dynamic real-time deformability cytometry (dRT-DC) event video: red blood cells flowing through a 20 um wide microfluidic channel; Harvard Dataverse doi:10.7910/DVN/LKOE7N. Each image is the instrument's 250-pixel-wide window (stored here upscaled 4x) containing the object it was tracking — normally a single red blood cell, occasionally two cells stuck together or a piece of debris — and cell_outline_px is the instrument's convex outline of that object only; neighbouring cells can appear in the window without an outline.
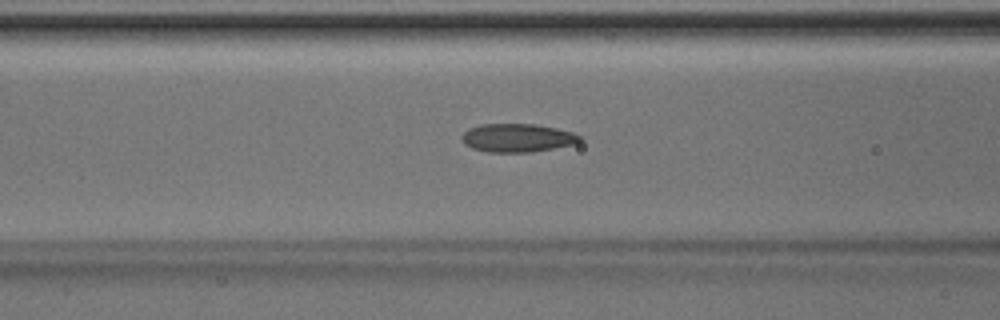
{"species": "Egyptian fruit bat (a non-hibernating species)", "species_latin": "Rousettus aegyptiacus", "temperature_condition": "room temperature", "stored_images_in_passage": 43, "camera_frame_rate_fps": 3000, "um_per_image_px": 0.085, "animal": {"sex": "male"}, "frame": {"image": 1, "passage_image": 20, "time_ms": 6.333, "image_size_px": [1000, 320], "cell_outline_px": [[584, 136], [576, 144], [532, 152], [488, 152], [472, 148], [464, 144], [460, 136], [468, 128], [484, 124], [536, 124], [556, 128], [572, 132]], "centroid_in_image_um": [43.99, 11.72], "position_along_channel_um": 122.6, "area_um2": 19.65}}
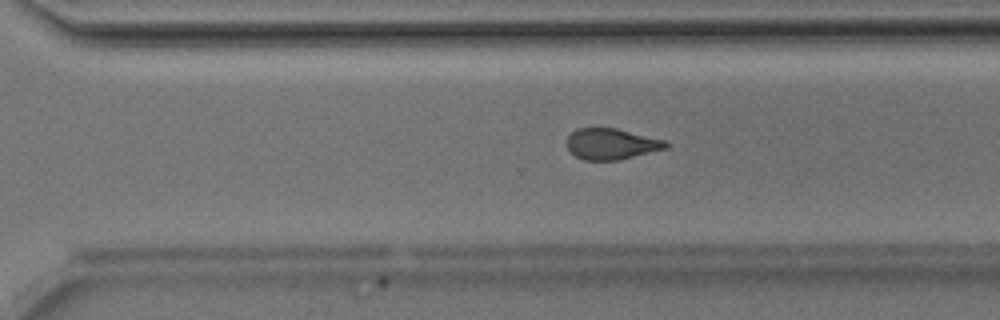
{"frame": {"image": 2, "passage_image": 34, "time_ms": 11.0, "image_size_px": [1000, 320], "cell_outline_px": [[668, 148], [620, 160], [584, 160], [576, 156], [568, 148], [568, 136], [576, 128], [616, 128], [664, 140], [668, 144]], "centroid_in_image_um": [51.98, 12.24], "position_along_channel_um": 318.6, "area_um2": 17.74}}
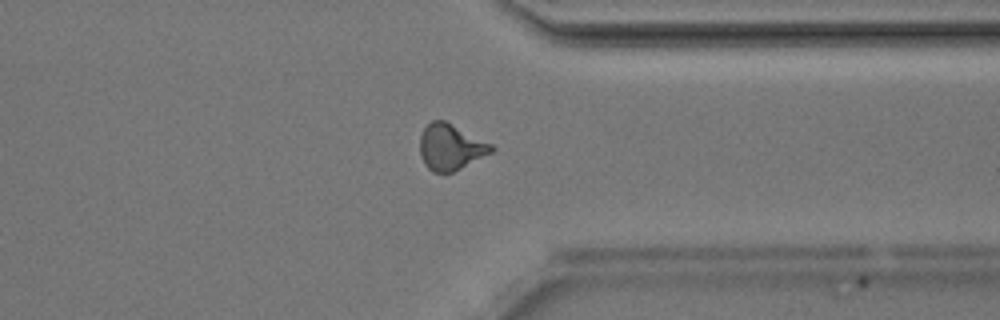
{"frame": {"image": 3, "passage_image": 38, "time_ms": 12.333, "image_size_px": [1000, 320], "cell_outline_px": [[496, 148], [492, 152], [452, 172], [432, 172], [424, 164], [420, 156], [420, 136], [424, 128], [432, 120], [444, 120], [492, 144]], "centroid_in_image_um": [38.28, 12.5], "position_along_channel_um": 373.1, "area_um2": 18.96}}